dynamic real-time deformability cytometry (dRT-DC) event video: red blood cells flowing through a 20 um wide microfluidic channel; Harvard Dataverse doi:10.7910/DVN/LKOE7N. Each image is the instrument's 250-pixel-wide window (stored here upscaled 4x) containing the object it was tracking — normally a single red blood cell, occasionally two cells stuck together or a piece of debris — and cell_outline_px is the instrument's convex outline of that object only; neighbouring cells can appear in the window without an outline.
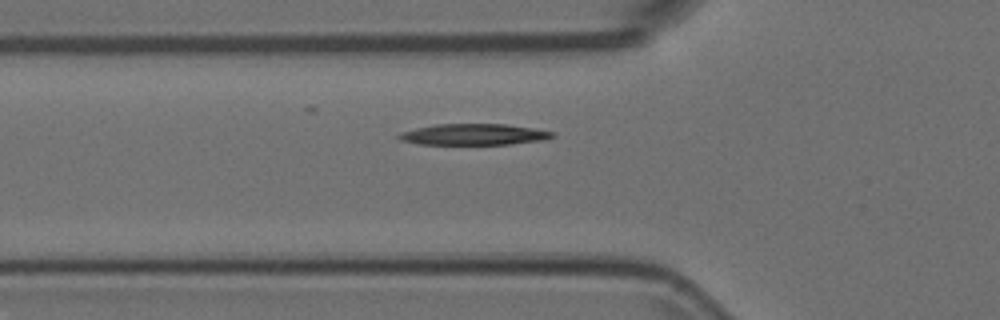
{"species": "Egyptian fruit bat (a non-hibernating species)", "species_latin": "Rousettus aegyptiacus", "temperature_condition": "room temperature", "stored_images_in_passage": 37, "camera_frame_rate_fps": 3000, "um_per_image_px": 0.085, "animal": {"sex": "female"}, "frame": {"image": 1, "passage_image": 6, "time_ms": 1.667, "image_size_px": [1000, 320], "cell_outline_px": [[556, 136], [544, 140], [508, 144], [420, 144], [400, 140], [396, 136], [400, 132], [416, 128], [436, 124], [504, 124], [532, 128], [556, 132]], "centroid_in_image_um": [40.28, 11.42], "position_along_channel_um": 85.5, "area_um2": 18.9}}
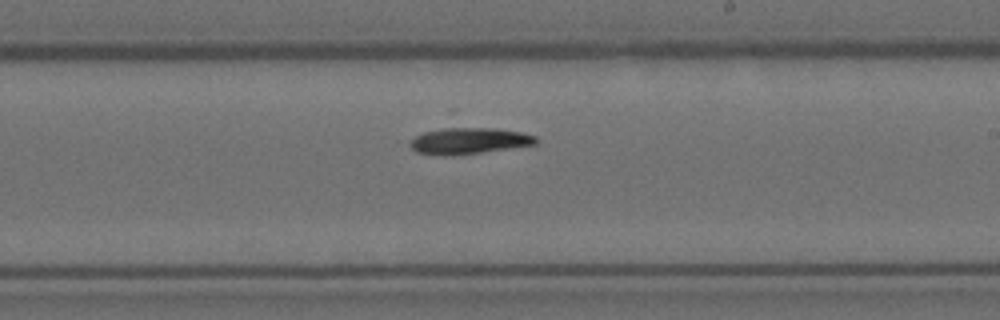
{"frame": {"image": 2, "passage_image": 19, "time_ms": 6.0, "image_size_px": [1000, 320], "cell_outline_px": [[536, 144], [452, 156], [444, 156], [416, 152], [408, 144], [416, 136], [424, 132], [444, 128], [496, 128], [520, 132], [536, 136]], "centroid_in_image_um": [39.83, 11.98], "position_along_channel_um": 249.2, "area_um2": 19.02}}
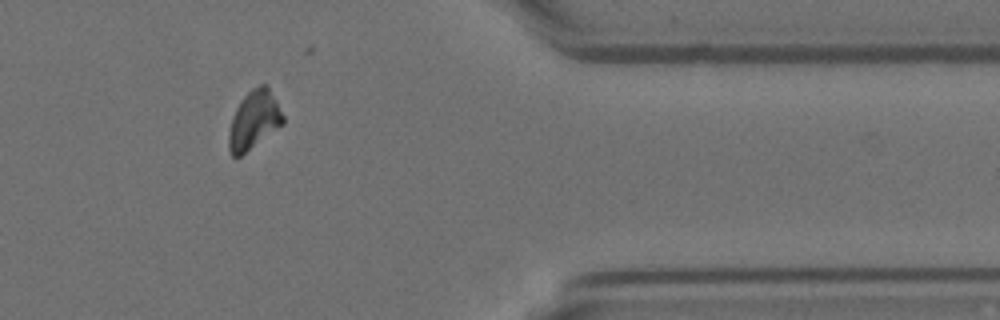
{"frame": {"image": 3, "passage_image": 32, "time_ms": 10.333, "image_size_px": [1000, 320], "cell_outline_px": [[284, 124], [240, 156], [232, 156], [228, 148], [228, 132], [232, 116], [240, 100], [252, 88], [260, 84], [268, 84], [284, 116]], "centroid_in_image_um": [21.58, 10.18], "position_along_channel_um": 389.8, "area_um2": 18.55}}